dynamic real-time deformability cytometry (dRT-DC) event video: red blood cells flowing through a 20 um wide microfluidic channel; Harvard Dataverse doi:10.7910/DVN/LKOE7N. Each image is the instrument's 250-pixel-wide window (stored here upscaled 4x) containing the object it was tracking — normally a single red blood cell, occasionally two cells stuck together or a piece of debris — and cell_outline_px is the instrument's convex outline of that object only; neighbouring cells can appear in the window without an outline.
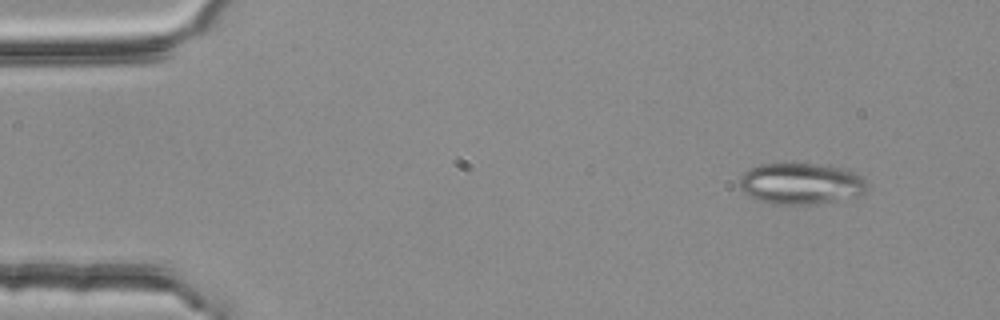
{"species": "common noctule bat (a hibernating species)", "species_latin": "Nyctalus noctula", "temperature_condition": "room temperature", "stored_images_in_passage": 4, "camera_frame_rate_fps": 3000, "um_per_image_px": 0.085, "animal": {"sex": "female", "body_mass_g": 25.1}, "frame": {"image": 1, "passage_image": 2, "time_ms": 0.333, "image_size_px": [1000, 320], "cell_outline_px": [[868, 188], [864, 192], [856, 196], [836, 200], [812, 204], [772, 204], [748, 196], [740, 188], [740, 176], [748, 168], [760, 164], [812, 164], [840, 168], [856, 172], [868, 184]], "centroid_in_image_um": [68.05, 15.61], "position_along_channel_um": 17.0, "area_um2": 30.46}}